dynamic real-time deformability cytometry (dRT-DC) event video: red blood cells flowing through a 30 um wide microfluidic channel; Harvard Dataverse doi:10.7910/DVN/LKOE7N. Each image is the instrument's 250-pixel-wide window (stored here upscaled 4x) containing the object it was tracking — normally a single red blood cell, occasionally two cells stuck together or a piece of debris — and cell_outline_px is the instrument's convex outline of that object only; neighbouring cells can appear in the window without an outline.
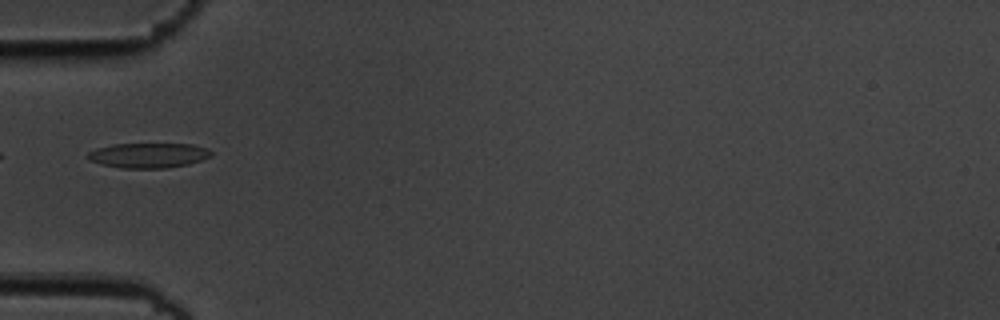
{"species": "common noctule bat (a hibernating species)", "species_latin": "Nyctalus noctula", "temperature_condition": "cold", "stored_images_in_passage": 6, "camera_frame_rate_fps": 3000, "um_per_image_px": 0.085, "animal": {"sex": "male", "body_mass_g": 19.5, "forearm_length_mm": 54.6}, "frame": {"image": 1, "passage_image": 6, "time_ms": 1.667, "image_size_px": [1000, 320], "cell_outline_px": [[212, 156], [188, 164], [168, 168], [120, 168], [100, 164], [88, 160], [88, 152], [96, 148], [112, 144], [192, 144], [208, 148], [212, 152]], "centroid_in_image_um": [12.61, 13.2], "position_along_channel_um": 72.4, "area_um2": 18.03}}